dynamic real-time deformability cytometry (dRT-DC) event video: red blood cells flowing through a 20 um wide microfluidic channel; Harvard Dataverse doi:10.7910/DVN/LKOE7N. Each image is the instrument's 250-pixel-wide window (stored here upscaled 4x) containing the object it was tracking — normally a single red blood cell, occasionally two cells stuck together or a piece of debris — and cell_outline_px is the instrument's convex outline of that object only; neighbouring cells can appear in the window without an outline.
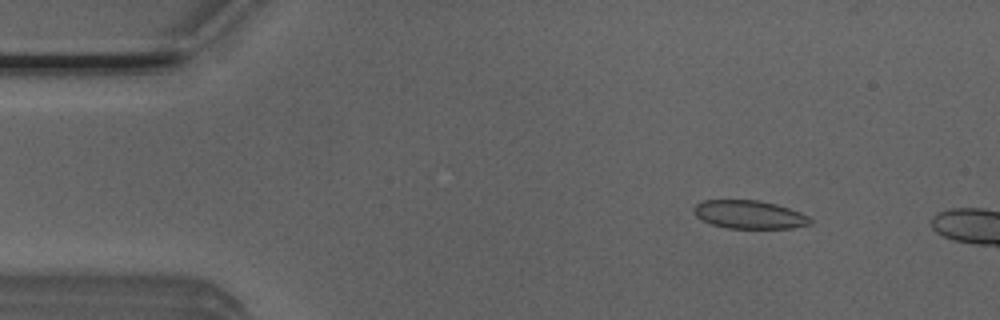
{"species": "Egyptian fruit bat (a non-hibernating species)", "species_latin": "Rousettus aegyptiacus", "temperature_condition": "room temperature", "stored_images_in_passage": 3, "camera_frame_rate_fps": 3000, "um_per_image_px": 0.085, "animal": {"sex": "male"}, "frame": {"image": 1, "passage_image": 2, "time_ms": 0.333, "image_size_px": [1000, 320], "cell_outline_px": [[812, 224], [792, 228], [728, 228], [712, 224], [700, 220], [692, 212], [692, 208], [696, 204], [704, 200], [756, 200], [776, 204], [800, 212], [808, 216], [812, 220]], "centroid_in_image_um": [63.66, 18.24], "position_along_channel_um": 21.3, "area_um2": 19.25}}